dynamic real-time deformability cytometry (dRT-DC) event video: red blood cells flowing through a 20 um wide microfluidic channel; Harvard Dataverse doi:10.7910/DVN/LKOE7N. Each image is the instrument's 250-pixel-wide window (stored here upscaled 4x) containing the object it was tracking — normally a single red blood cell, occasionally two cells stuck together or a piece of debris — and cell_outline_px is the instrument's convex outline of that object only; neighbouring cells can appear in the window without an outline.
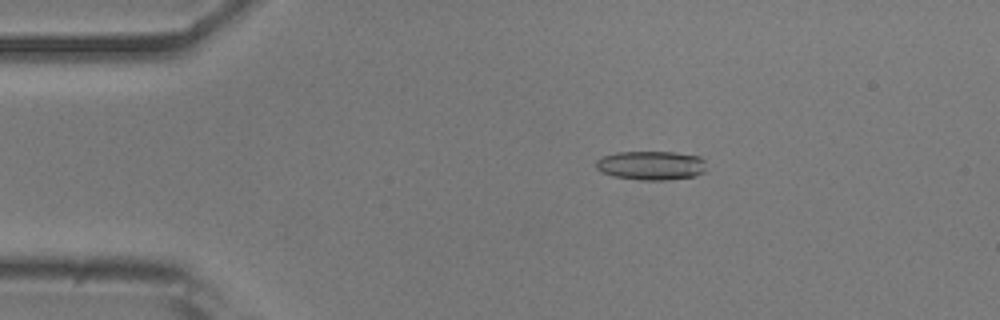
{"species": "common noctule bat (a hibernating species)", "species_latin": "Nyctalus noctula", "temperature_condition": "room temperature", "stored_images_in_passage": 52, "camera_frame_rate_fps": 3000, "um_per_image_px": 0.085, "animal": {"sex": "male", "body_mass_g": 20.5, "forearm_length_mm": 52.5}, "frame": {"image": 1, "passage_image": 10, "time_ms": 3.0, "image_size_px": [1000, 320], "cell_outline_px": [[704, 172], [696, 176], [664, 180], [640, 180], [612, 176], [600, 172], [596, 168], [596, 160], [604, 156], [616, 152], [676, 152], [700, 156], [704, 160]], "centroid_in_image_um": [55.33, 14.06], "position_along_channel_um": 29.7, "area_um2": 18.79}}
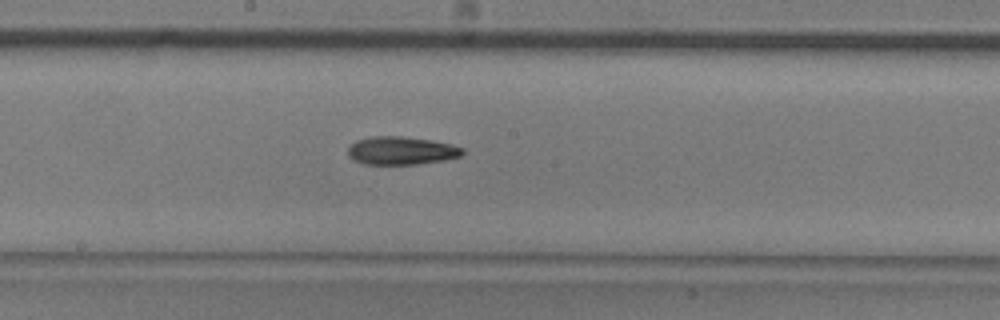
{"frame": {"image": 2, "passage_image": 28, "time_ms": 9.0, "image_size_px": [1000, 320], "cell_outline_px": [[464, 152], [460, 156], [444, 160], [416, 164], [364, 164], [348, 156], [348, 148], [356, 140], [372, 136], [400, 136], [432, 140], [452, 144], [464, 148]], "centroid_in_image_um": [34.12, 12.8], "position_along_channel_um": 214.1, "area_um2": 18.73}}
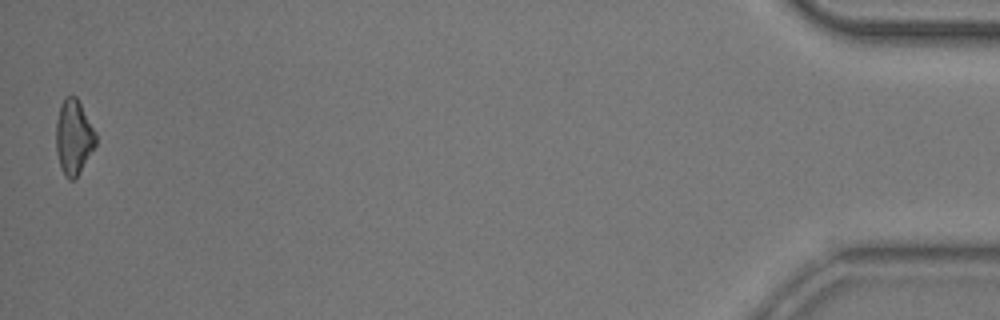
{"frame": {"image": 3, "passage_image": 52, "time_ms": 17.0, "image_size_px": [1000, 320], "cell_outline_px": [[96, 144], [76, 176], [72, 180], [68, 180], [64, 176], [56, 152], [56, 120], [60, 104], [68, 96], [76, 96], [96, 132]], "centroid_in_image_um": [6.24, 11.64], "position_along_channel_um": 429.0, "area_um2": 17.05}, "authors_computed_cell_mechanics": {"area_um2": 18.4382, "velocity_mm_per_s": 3.88, "shape_relaxation_time_tau1_ms": 6.5992, "shape_relaxation_time_tau2_ms": null, "deformation_change_tau1": 0.1579, "deformation_change_tau2": null}}